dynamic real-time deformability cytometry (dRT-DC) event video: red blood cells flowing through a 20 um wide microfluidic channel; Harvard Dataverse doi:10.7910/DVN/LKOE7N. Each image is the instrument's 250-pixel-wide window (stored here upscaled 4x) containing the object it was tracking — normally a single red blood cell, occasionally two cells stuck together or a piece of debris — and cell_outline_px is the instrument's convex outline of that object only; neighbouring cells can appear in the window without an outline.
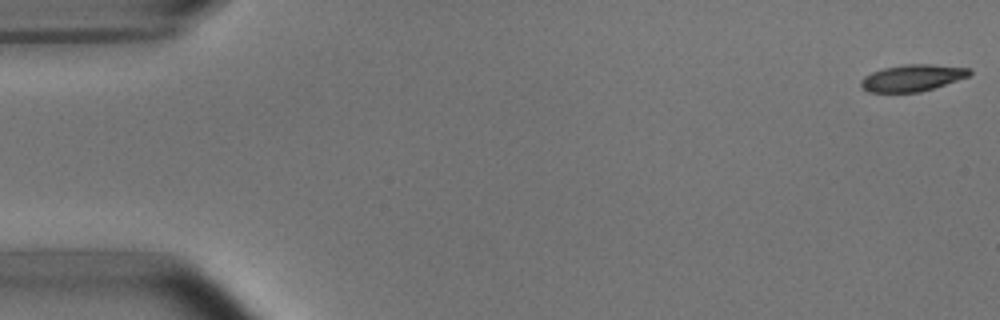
{"species": "common noctule bat (a hibernating species)", "species_latin": "Nyctalus noctula", "temperature_condition": "room temperature", "stored_images_in_passage": 6, "camera_frame_rate_fps": 3000, "um_per_image_px": 0.085, "animal": {"sex": "male", "body_mass_g": 15.6}, "frame": {"image": 1, "passage_image": 1, "time_ms": 0.0, "image_size_px": [1000, 320], "cell_outline_px": [[972, 72], [968, 76], [920, 92], [868, 92], [860, 84], [860, 80], [864, 76], [872, 72], [884, 68], [904, 64], [932, 64], [972, 68]], "centroid_in_image_um": [77.54, 6.61], "position_along_channel_um": 7.5, "area_um2": 16.76}}
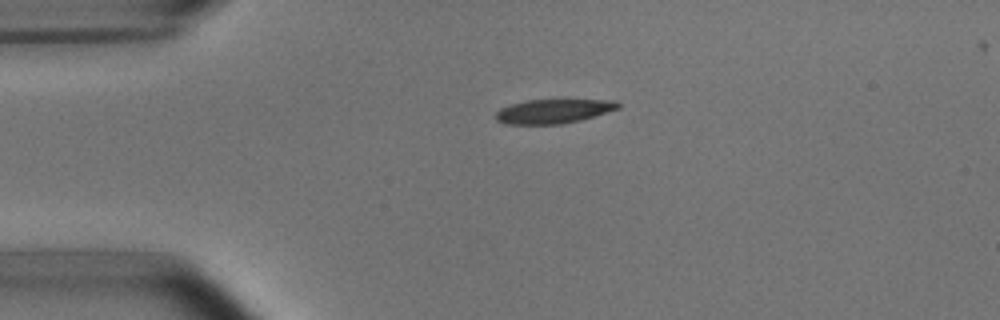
{"frame": {"image": 2, "passage_image": 4, "time_ms": 3.667, "image_size_px": [1000, 320], "cell_outline_px": [[620, 108], [580, 120], [560, 124], [504, 124], [496, 120], [496, 112], [500, 108], [512, 104], [528, 100], [616, 100], [620, 104]], "centroid_in_image_um": [47.03, 9.45], "position_along_channel_um": 38.0, "area_um2": 17.11}}